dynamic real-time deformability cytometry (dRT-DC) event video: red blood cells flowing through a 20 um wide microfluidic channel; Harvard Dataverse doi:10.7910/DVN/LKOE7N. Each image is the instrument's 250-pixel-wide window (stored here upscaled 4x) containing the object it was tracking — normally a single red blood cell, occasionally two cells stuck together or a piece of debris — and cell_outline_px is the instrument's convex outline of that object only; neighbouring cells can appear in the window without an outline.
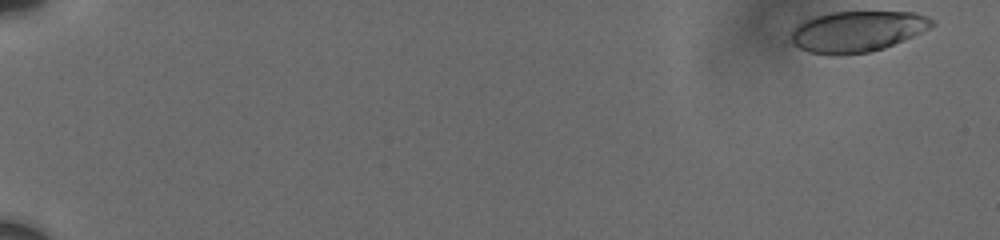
{"species": "human", "species_latin": "Homo sapiens", "temperature_condition": "cold", "stored_images_in_passage": 44, "camera_frame_rate_fps": 3000, "um_per_image_px": 0.085, "donor": {"sex": "male"}, "frame": {"image": 1, "passage_image": 1, "time_ms": 0.0, "image_size_px": [1000, 240], "cell_outline_px": [[936, 24], [904, 40], [884, 48], [872, 52], [840, 56], [832, 56], [808, 52], [792, 44], [792, 28], [804, 20], [816, 16], [832, 12], [916, 12], [932, 20]], "centroid_in_image_um": [72.82, 2.69], "position_along_channel_um": 12.2, "area_um2": 33.7}}
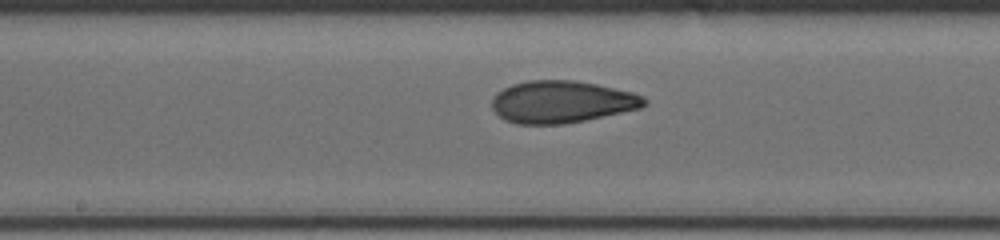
{"frame": {"image": 2, "passage_image": 25, "time_ms": 10.333, "image_size_px": [1000, 240], "cell_outline_px": [[648, 104], [640, 108], [584, 120], [564, 124], [516, 124], [504, 120], [492, 108], [492, 96], [496, 92], [512, 84], [528, 80], [572, 80], [596, 84], [632, 92], [644, 96], [648, 100]], "centroid_in_image_um": [47.73, 8.65], "position_along_channel_um": 200.5, "area_um2": 37.45}}
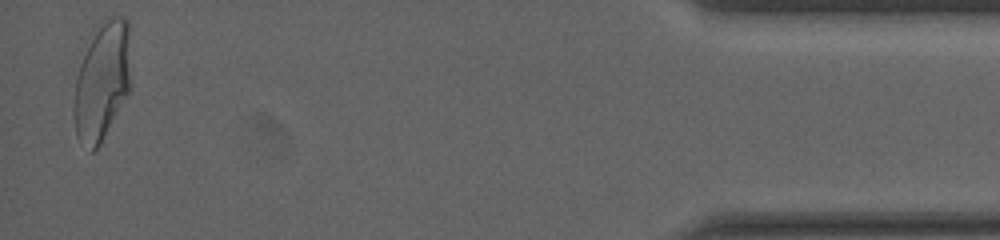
{"frame": {"image": 3, "passage_image": 44, "time_ms": 18.333, "image_size_px": [1000, 240], "cell_outline_px": [[132, 84], [128, 92], [100, 144], [92, 152], [76, 136], [72, 116], [72, 108], [76, 80], [80, 64], [96, 24], [100, 20], [112, 16], [124, 16], [128, 20]], "centroid_in_image_um": [8.68, 6.84], "position_along_channel_um": 426.5, "area_um2": 39.77}, "authors_computed_cell_mechanics": {"area_um2": 36.4429, "velocity_mm_per_s": 3.6957, "shape_relaxation_time_tau1_ms": 6.9551, "shape_relaxation_time_tau2_ms": 1.5916, "deformation_change_tau1": 0.2121, "deformation_change_tau2": 0.075}}